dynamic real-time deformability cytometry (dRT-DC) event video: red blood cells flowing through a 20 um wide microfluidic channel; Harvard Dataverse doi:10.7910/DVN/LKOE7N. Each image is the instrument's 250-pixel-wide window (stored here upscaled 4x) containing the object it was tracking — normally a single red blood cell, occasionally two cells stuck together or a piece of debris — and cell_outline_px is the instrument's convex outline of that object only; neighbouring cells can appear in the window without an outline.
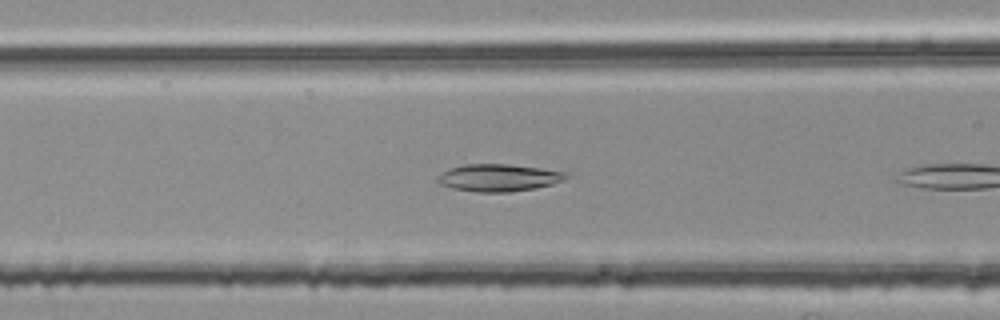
{"species": "common noctule bat (a hibernating species)", "species_latin": "Nyctalus noctula", "temperature_condition": "room temperature", "stored_images_in_passage": 7, "camera_frame_rate_fps": 3000, "um_per_image_px": 0.085, "animal": {"sex": "female", "body_mass_g": 25.1}, "frame": {"image": 1, "passage_image": 6, "time_ms": 1.667, "image_size_px": [1000, 320], "cell_outline_px": [[568, 176], [564, 180], [552, 184], [536, 188], [508, 192], [476, 192], [452, 188], [440, 184], [436, 180], [436, 176], [452, 168], [464, 164], [508, 164], [540, 168], [564, 172]], "centroid_in_image_um": [42.36, 15.11], "position_along_channel_um": 124.2, "area_um2": 20.29}}